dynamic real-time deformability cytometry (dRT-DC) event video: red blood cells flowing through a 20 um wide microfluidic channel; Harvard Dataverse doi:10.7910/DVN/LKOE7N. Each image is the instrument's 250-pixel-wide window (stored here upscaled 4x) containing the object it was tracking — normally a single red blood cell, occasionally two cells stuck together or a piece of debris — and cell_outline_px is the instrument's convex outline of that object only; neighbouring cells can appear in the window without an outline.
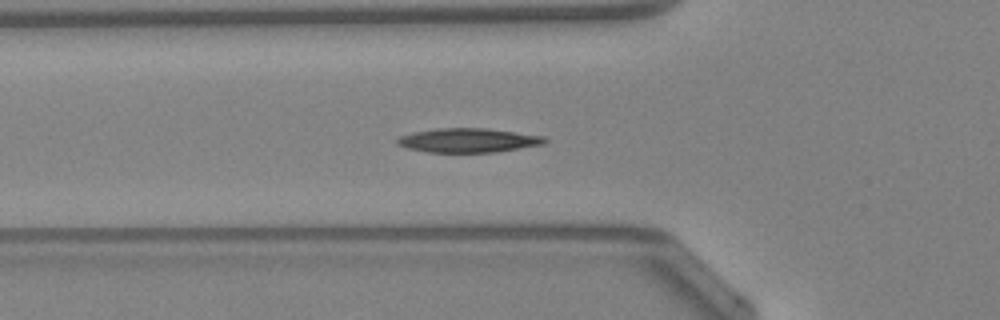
{"species": "Egyptian fruit bat (a non-hibernating species)", "species_latin": "Rousettus aegyptiacus", "temperature_condition": "warm", "stored_images_in_passage": 45, "camera_frame_rate_fps": 3000, "um_per_image_px": 0.085, "animal": {"sex": "female"}, "frame": {"image": 1, "passage_image": 14, "time_ms": 4.333, "image_size_px": [1000, 320], "cell_outline_px": [[548, 140], [544, 144], [496, 152], [428, 152], [408, 148], [396, 144], [396, 140], [400, 136], [412, 132], [436, 128], [484, 128], [544, 136]], "centroid_in_image_um": [39.78, 11.92], "position_along_channel_um": 86.0, "area_um2": 20.69}, "authors_computed_cell_mechanics": {"area_um2": 19.7098, "velocity_mm_per_s": 4.2626, "shape_relaxation_time_tau1_ms": 3.8116, "shape_relaxation_time_tau2_ms": null, "deformation_change_tau1": 0.1456, "deformation_change_tau2": null}}